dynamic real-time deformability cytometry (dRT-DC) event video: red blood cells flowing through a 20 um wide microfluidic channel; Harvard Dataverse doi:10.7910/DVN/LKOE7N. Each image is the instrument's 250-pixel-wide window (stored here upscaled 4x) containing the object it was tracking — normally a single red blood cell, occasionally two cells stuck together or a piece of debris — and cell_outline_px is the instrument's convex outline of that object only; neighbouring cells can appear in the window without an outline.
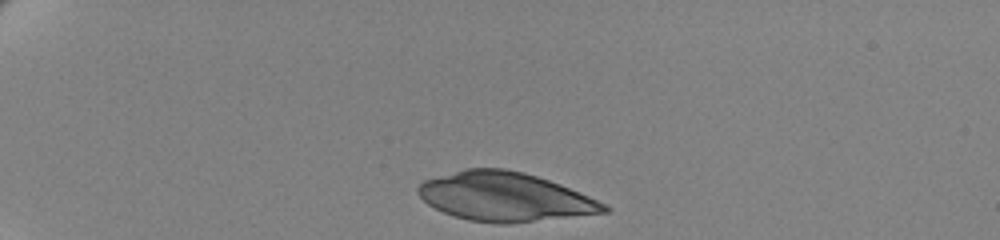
{"species": "human", "species_latin": "Homo sapiens", "temperature_condition": "cold", "stored_images_in_passage": 45, "camera_frame_rate_fps": 3000, "um_per_image_px": 0.085, "donor": {"sex": "female"}, "frame": {"image": 1, "passage_image": 1, "time_ms": 0.0, "image_size_px": [1000, 240], "cell_outline_px": [[612, 208], [608, 212], [508, 224], [500, 224], [468, 220], [444, 212], [428, 204], [416, 192], [416, 188], [424, 180], [464, 168], [504, 168], [524, 172], [560, 184], [580, 192], [608, 204]], "centroid_in_image_um": [42.93, 16.72], "position_along_channel_um": 42.1, "area_um2": 53.0}}
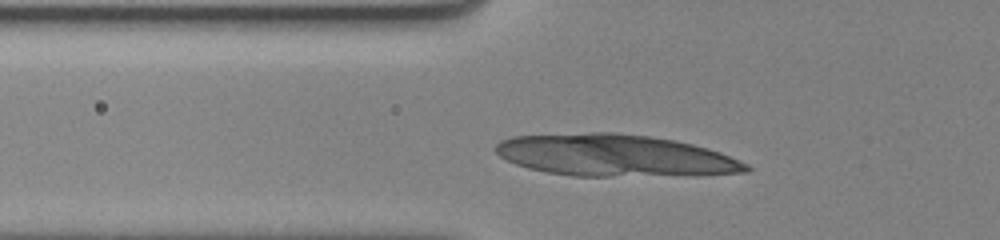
{"frame": {"image": 2, "passage_image": 9, "time_ms": 2.667, "image_size_px": [1000, 240], "cell_outline_px": [[752, 168], [748, 172], [700, 176], [572, 176], [548, 172], [528, 168], [516, 164], [500, 156], [492, 148], [500, 140], [512, 136], [588, 132], [616, 132], [648, 136], [676, 140], [708, 148], [720, 152], [748, 164]], "centroid_in_image_um": [52.31, 13.22], "position_along_channel_um": 73.5, "area_um2": 61.9}}